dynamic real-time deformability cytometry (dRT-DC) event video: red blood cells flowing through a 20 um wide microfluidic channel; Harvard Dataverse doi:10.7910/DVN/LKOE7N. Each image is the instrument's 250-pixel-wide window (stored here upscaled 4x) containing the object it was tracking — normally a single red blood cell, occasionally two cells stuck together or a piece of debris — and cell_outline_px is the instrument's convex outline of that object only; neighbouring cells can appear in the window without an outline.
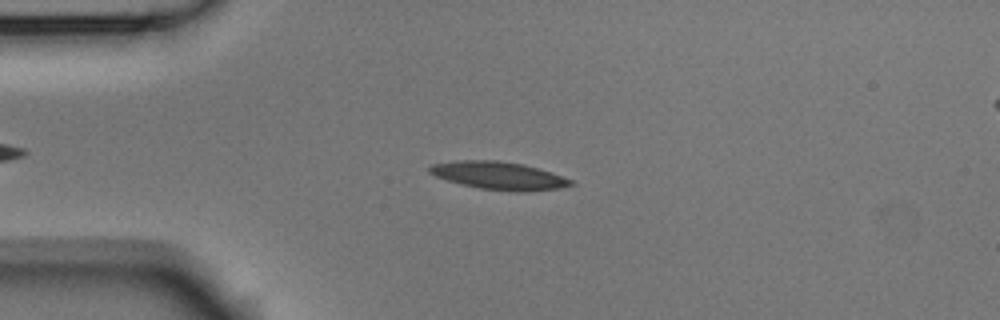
{"species": "Egyptian fruit bat (a non-hibernating species)", "species_latin": "Rousettus aegyptiacus", "temperature_condition": "room temperature", "stored_images_in_passage": 47, "camera_frame_rate_fps": 3000, "um_per_image_px": 0.085, "animal": {"sex": "male"}, "frame": {"image": 1, "passage_image": 11, "time_ms": 3.333, "image_size_px": [1000, 320], "cell_outline_px": [[576, 184], [560, 188], [528, 192], [480, 188], [460, 184], [436, 176], [428, 172], [428, 168], [432, 164], [456, 160], [496, 160], [524, 164], [572, 180]], "centroid_in_image_um": [42.38, 14.92], "position_along_channel_um": 42.6, "area_um2": 22.66}}
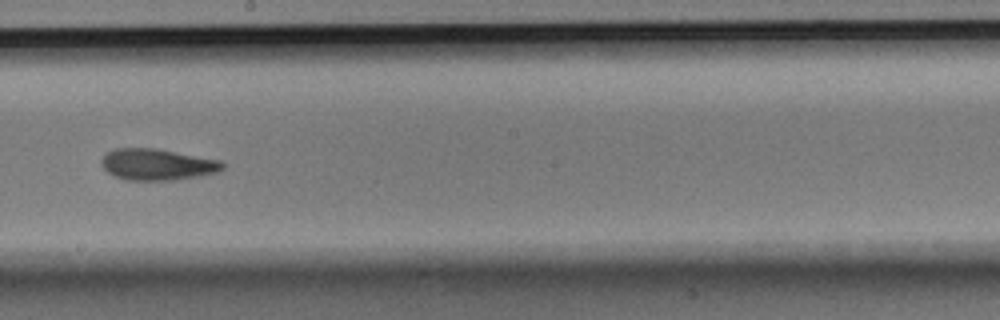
{"frame": {"image": 2, "passage_image": 28, "time_ms": 9.0, "image_size_px": [1000, 320], "cell_outline_px": [[224, 168], [216, 172], [200, 176], [176, 180], [128, 180], [116, 176], [108, 172], [100, 164], [100, 160], [108, 152], [116, 148], [156, 148], [220, 160], [224, 164]], "centroid_in_image_um": [13.37, 13.98], "position_along_channel_um": 234.8, "area_um2": 22.08}}
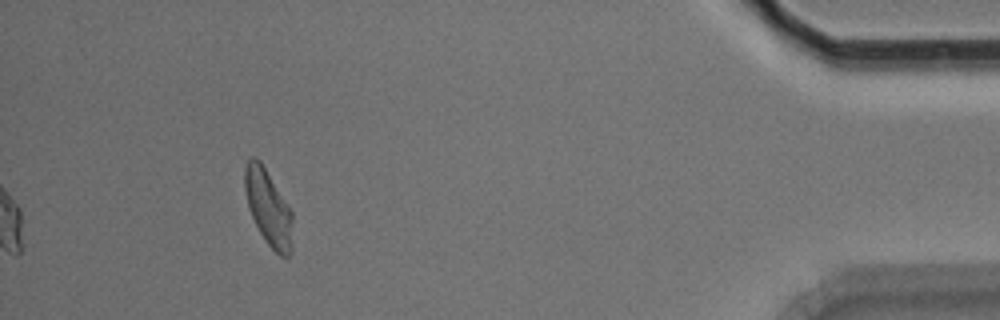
{"frame": {"image": 3, "passage_image": 47, "time_ms": 15.333, "image_size_px": [1000, 320], "cell_outline_px": [[292, 252], [288, 256], [280, 256], [268, 244], [260, 232], [248, 208], [244, 188], [244, 168], [248, 156], [256, 156], [260, 160], [288, 204], [292, 212]], "centroid_in_image_um": [22.79, 17.6], "position_along_channel_um": 412.4, "area_um2": 21.27}, "authors_computed_cell_mechanics": {"area_um2": 21.7906, "velocity_mm_per_s": 3.7663, "shape_relaxation_time_tau1_ms": 6.125, "shape_relaxation_time_tau2_ms": 2.7906, "deformation_change_tau1": 0.199, "deformation_change_tau2": 0.0999}}